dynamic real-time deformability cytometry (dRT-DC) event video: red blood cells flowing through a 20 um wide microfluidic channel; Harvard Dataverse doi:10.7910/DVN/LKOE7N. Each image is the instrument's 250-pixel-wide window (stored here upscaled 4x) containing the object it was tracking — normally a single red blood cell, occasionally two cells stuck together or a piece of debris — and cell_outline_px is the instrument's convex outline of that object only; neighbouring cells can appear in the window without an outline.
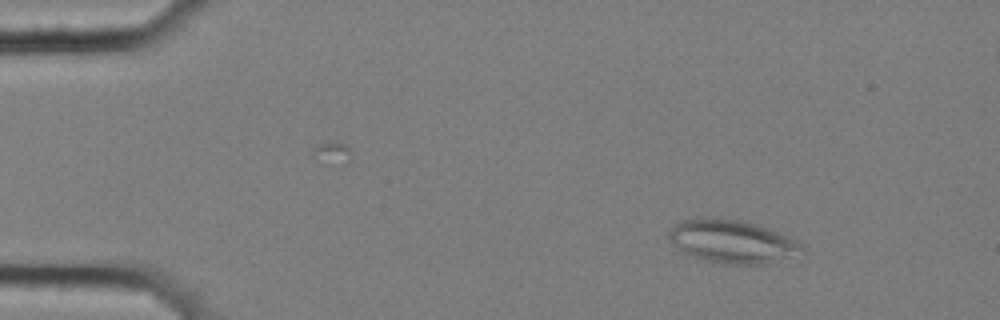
{"species": "common noctule bat (a hibernating species)", "species_latin": "Nyctalus noctula", "temperature_condition": "cold", "stored_images_in_passage": 3, "camera_frame_rate_fps": 3000, "um_per_image_px": 0.085, "animal": {"sex": "female", "body_mass_g": 25.1}, "frame": {"image": 1, "passage_image": 1, "time_ms": 0.0, "image_size_px": [1000, 320], "cell_outline_px": [[808, 252], [768, 264], [724, 264], [692, 256], [684, 252], [668, 236], [668, 228], [680, 220], [708, 216], [736, 220], [756, 224], [768, 228], [796, 240]], "centroid_in_image_um": [62.26, 20.52], "position_along_channel_um": 22.7, "area_um2": 33.52}}